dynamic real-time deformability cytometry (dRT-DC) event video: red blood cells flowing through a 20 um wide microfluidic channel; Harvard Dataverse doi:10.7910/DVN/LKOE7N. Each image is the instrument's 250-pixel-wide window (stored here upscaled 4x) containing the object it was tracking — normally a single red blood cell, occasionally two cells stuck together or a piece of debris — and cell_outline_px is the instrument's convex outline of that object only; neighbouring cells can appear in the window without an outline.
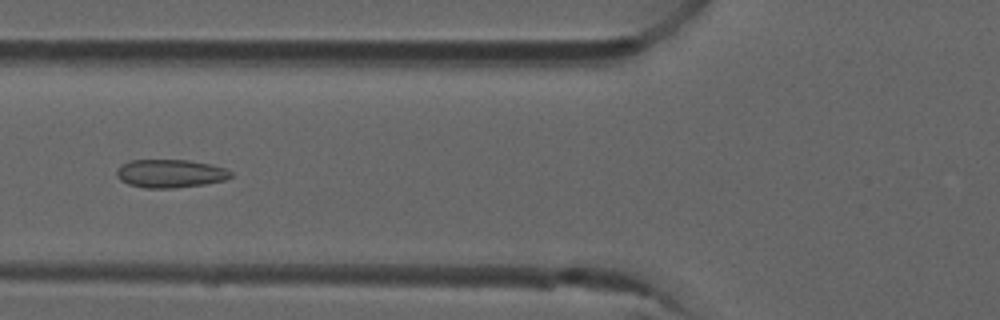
{"species": "common noctule bat (a hibernating species)", "species_latin": "Nyctalus noctula", "temperature_condition": "room temperature", "stored_images_in_passage": 6, "camera_frame_rate_fps": 3000, "um_per_image_px": 0.085, "animal": {"sex": "male", "forearm_length_mm": 52.5}, "frame": {"image": 1, "passage_image": 6, "time_ms": 1.667, "image_size_px": [1000, 320], "cell_outline_px": [[232, 176], [224, 180], [204, 184], [172, 188], [144, 188], [128, 184], [120, 180], [116, 176], [116, 172], [124, 164], [132, 160], [188, 160], [212, 164], [224, 168], [232, 172]], "centroid_in_image_um": [14.48, 14.75], "position_along_channel_um": 111.3, "area_um2": 18.67}}